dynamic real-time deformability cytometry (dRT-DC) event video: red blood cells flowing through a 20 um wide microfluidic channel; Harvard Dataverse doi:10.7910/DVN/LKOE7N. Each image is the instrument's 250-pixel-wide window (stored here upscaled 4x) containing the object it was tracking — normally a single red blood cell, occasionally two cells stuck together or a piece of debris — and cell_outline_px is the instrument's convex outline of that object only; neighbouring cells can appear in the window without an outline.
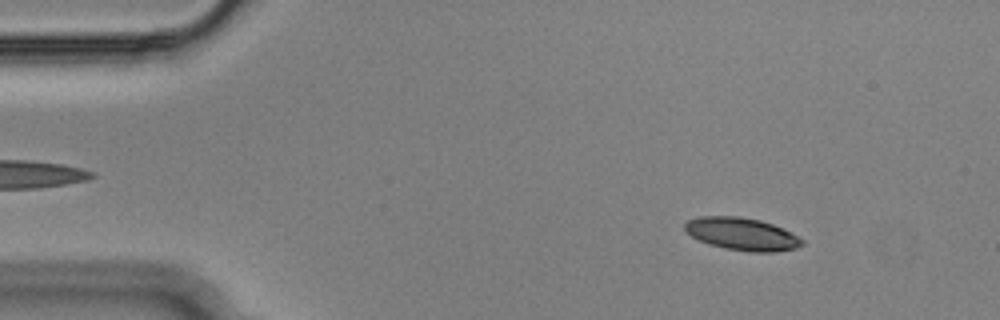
{"species": "Egyptian fruit bat (a non-hibernating species)", "species_latin": "Rousettus aegyptiacus", "temperature_condition": "cold", "stored_images_in_passage": 54, "camera_frame_rate_fps": 3000, "um_per_image_px": 0.085, "animal": {"sex": "male"}, "frame": {"image": 1, "passage_image": 6, "time_ms": 1.667, "image_size_px": [1000, 320], "cell_outline_px": [[804, 244], [796, 248], [776, 252], [748, 252], [724, 248], [708, 244], [692, 236], [684, 228], [684, 224], [688, 220], [700, 216], [740, 216], [760, 220], [772, 224], [804, 240]], "centroid_in_image_um": [63.05, 19.89], "position_along_channel_um": 21.9, "area_um2": 22.14}}
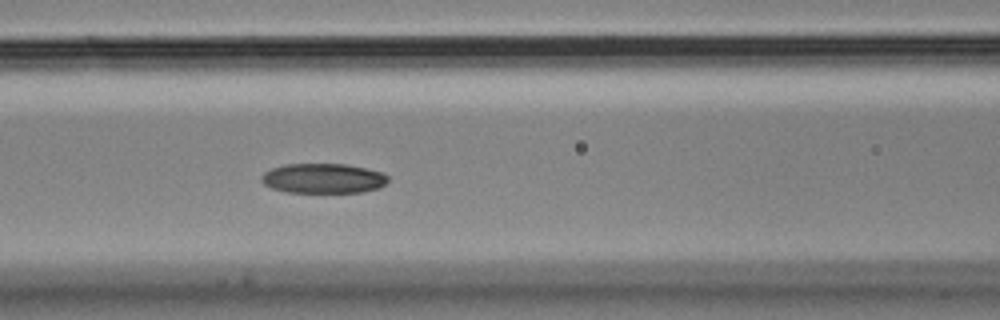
{"frame": {"image": 2, "passage_image": 22, "time_ms": 7.0, "image_size_px": [1000, 320], "cell_outline_px": [[388, 180], [380, 188], [364, 192], [288, 192], [272, 188], [264, 184], [260, 180], [260, 176], [264, 172], [272, 168], [284, 164], [348, 164], [380, 172], [388, 176]], "centroid_in_image_um": [27.45, 15.16], "position_along_channel_um": 139.1, "area_um2": 22.02}}
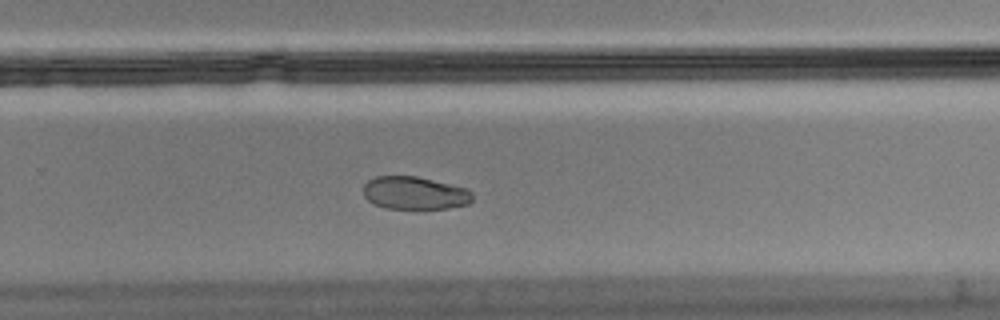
{"frame": {"image": 3, "passage_image": 35, "time_ms": 11.333, "image_size_px": [1000, 320], "cell_outline_px": [[472, 200], [468, 204], [448, 208], [424, 212], [420, 212], [388, 208], [372, 204], [364, 196], [364, 184], [368, 180], [376, 176], [416, 176], [468, 188], [472, 192]], "centroid_in_image_um": [35.27, 16.46], "position_along_channel_um": 294.5, "area_um2": 21.79}, "authors_computed_cell_mechanics": {"area_um2": 22.7443, "velocity_mm_per_s": 3.5956, "shape_relaxation_time_tau1_ms": 9.262, "shape_relaxation_time_tau2_ms": 11.0606, "deformation_change_tau1": 0.191, "deformation_change_tau2": 0.0966}}